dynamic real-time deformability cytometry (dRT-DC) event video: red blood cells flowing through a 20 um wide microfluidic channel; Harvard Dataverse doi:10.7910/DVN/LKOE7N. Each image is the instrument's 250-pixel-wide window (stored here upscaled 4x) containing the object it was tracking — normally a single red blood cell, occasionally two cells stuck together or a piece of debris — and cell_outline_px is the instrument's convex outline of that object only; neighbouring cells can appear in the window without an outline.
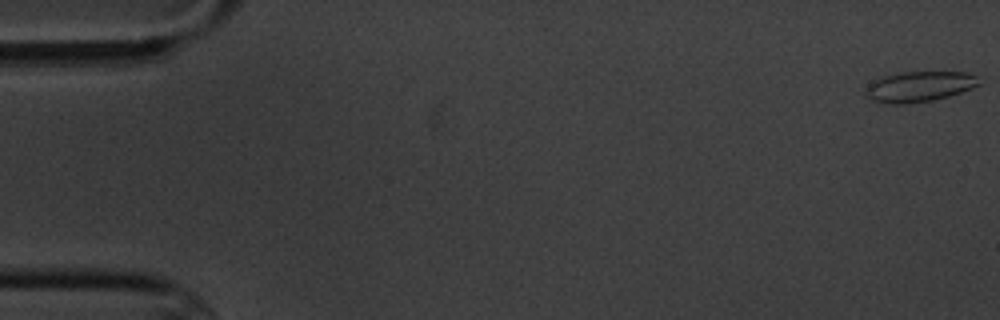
{"species": "common noctule bat (a hibernating species)", "species_latin": "Nyctalus noctula", "temperature_condition": "cold", "stored_images_in_passage": 8, "camera_frame_rate_fps": 3000, "um_per_image_px": 0.085, "animal": {"sex": "male", "body_mass_g": 20.1, "forearm_length_mm": 53.5}, "frame": {"image": 1, "passage_image": 1, "time_ms": 0.0, "image_size_px": [1000, 320], "cell_outline_px": [[980, 84], [972, 88], [948, 96], [932, 100], [904, 104], [888, 104], [872, 100], [864, 92], [868, 84], [884, 76], [900, 72], [968, 72], [976, 76]], "centroid_in_image_um": [78.12, 7.36], "position_along_channel_um": 6.9, "area_um2": 19.94}}
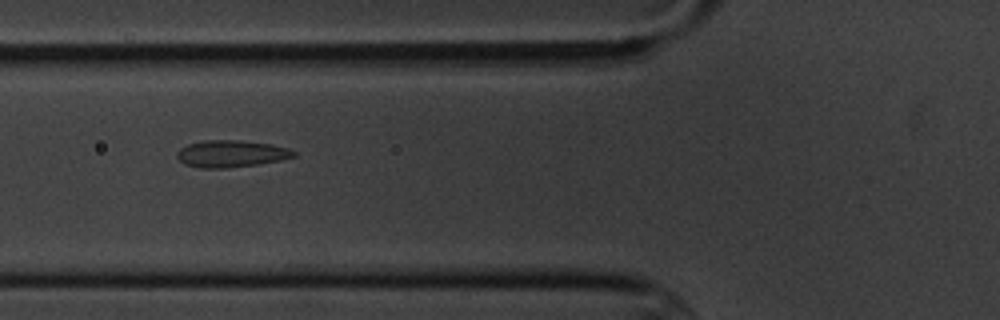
{"frame": {"image": 2, "passage_image": 7, "time_ms": 7.0, "image_size_px": [1000, 320], "cell_outline_px": [[296, 156], [280, 160], [256, 164], [224, 168], [200, 168], [184, 164], [176, 156], [176, 152], [180, 148], [188, 144], [204, 140], [240, 140], [272, 144], [288, 148], [296, 152]], "centroid_in_image_um": [19.63, 13.06], "position_along_channel_um": 106.2, "area_um2": 18.32}}
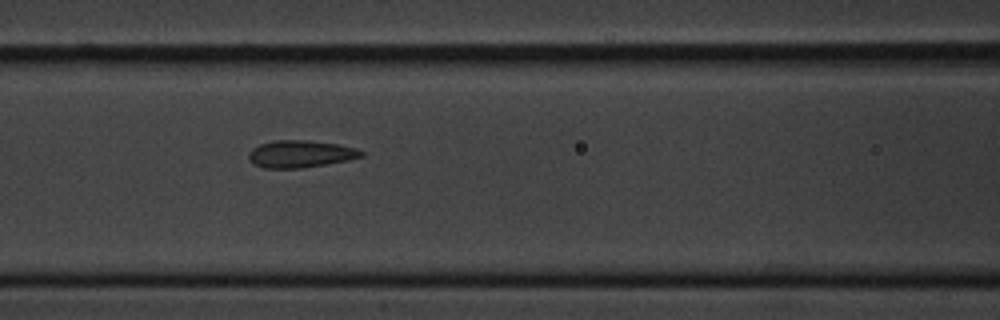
{"frame": {"image": 3, "passage_image": 8, "time_ms": 8.0, "image_size_px": [1000, 320], "cell_outline_px": [[364, 156], [348, 160], [300, 168], [264, 168], [256, 164], [248, 156], [248, 152], [252, 148], [260, 144], [272, 140], [308, 140], [336, 144], [356, 148], [364, 152]], "centroid_in_image_um": [25.54, 13.07], "position_along_channel_um": 141.1, "area_um2": 17.69}}